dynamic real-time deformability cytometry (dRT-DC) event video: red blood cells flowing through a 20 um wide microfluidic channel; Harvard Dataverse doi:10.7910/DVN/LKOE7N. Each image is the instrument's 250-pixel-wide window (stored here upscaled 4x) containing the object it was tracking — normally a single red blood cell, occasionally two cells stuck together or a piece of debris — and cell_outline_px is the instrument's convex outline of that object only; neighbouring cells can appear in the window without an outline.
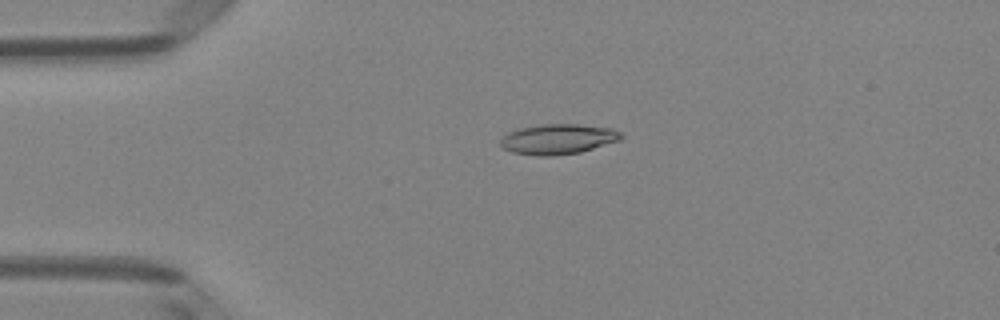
{"species": "Egyptian fruit bat (a non-hibernating species)", "species_latin": "Rousettus aegyptiacus", "temperature_condition": "room temperature", "stored_images_in_passage": 5, "camera_frame_rate_fps": 3000, "um_per_image_px": 0.085, "animal": {"sex": "female"}, "frame": {"image": 1, "passage_image": 4, "time_ms": 1.0, "image_size_px": [1000, 320], "cell_outline_px": [[624, 136], [620, 140], [580, 152], [552, 156], [536, 156], [512, 152], [504, 148], [500, 144], [500, 140], [508, 132], [520, 128], [540, 124], [576, 124], [612, 128], [620, 132]], "centroid_in_image_um": [47.43, 11.82], "position_along_channel_um": 37.6, "area_um2": 21.21}}